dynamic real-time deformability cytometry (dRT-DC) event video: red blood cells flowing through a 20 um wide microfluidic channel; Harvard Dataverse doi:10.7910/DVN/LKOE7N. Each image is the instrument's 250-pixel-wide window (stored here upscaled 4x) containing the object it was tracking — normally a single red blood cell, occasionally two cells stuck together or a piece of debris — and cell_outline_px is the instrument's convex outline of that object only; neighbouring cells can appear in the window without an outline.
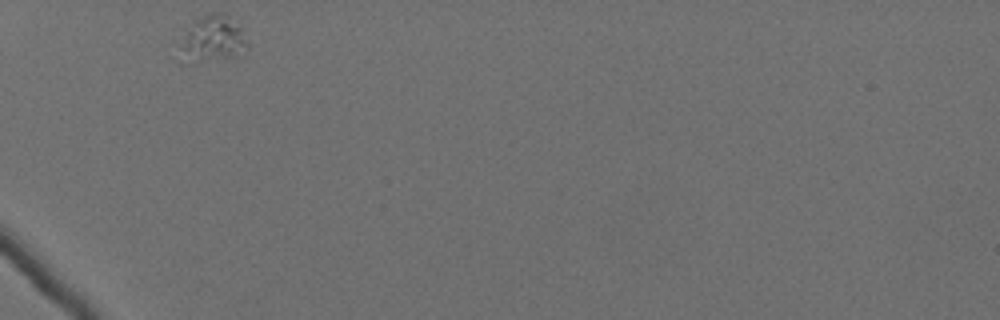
{"species": "Egyptian fruit bat (a non-hibernating species)", "species_latin": "Rousettus aegyptiacus", "temperature_condition": "cold", "stored_images_in_passage": 32, "segment_of_instrument_passage": [1, 2], "camera_frame_rate_fps": 3000, "um_per_image_px": 0.085, "animal": {"sex": "female"}, "frame": {"image": 1, "passage_image": 1, "time_ms": 0.0, "image_size_px": [1000, 320], "cell_outline_px": [[248, 48], [232, 56], [192, 64], [180, 64], [172, 60], [172, 44], [192, 20], [208, 12], [220, 12], [240, 28], [248, 44]], "centroid_in_image_um": [17.72, 3.4], "position_along_channel_um": 67.3, "area_um2": 20.0}}
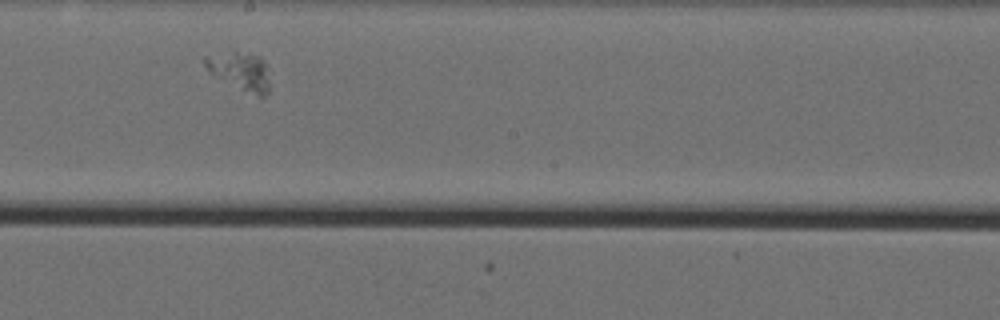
{"frame": {"image": 2, "passage_image": 16, "time_ms": 5.0, "image_size_px": [1000, 320], "cell_outline_px": [[268, 92], [264, 96], [260, 96], [212, 76], [208, 72], [204, 64], [204, 56], [232, 52], [236, 52], [260, 56], [268, 68]], "centroid_in_image_um": [20.39, 6.03], "position_along_channel_um": 227.8, "area_um2": 14.05}}
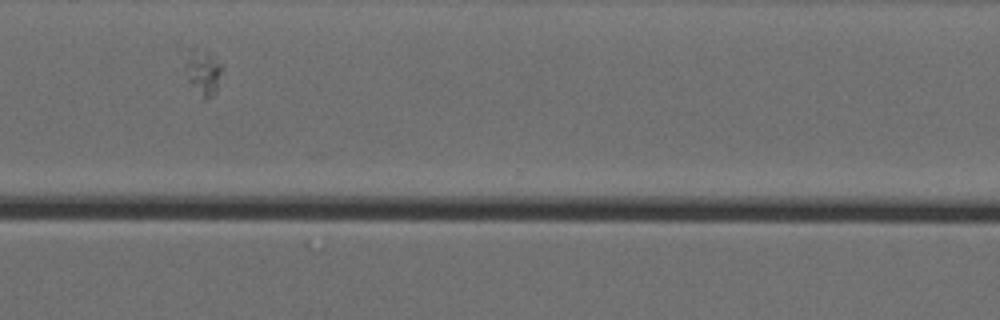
{"frame": {"image": 3, "passage_image": 27, "time_ms": 8.667, "image_size_px": [1000, 320], "cell_outline_px": [[224, 68], [216, 92], [212, 96], [204, 100], [188, 80], [176, 52], [180, 40], [208, 56], [220, 64]], "centroid_in_image_um": [17.0, 5.95], "position_along_channel_um": 353.6, "area_um2": 10.98}}